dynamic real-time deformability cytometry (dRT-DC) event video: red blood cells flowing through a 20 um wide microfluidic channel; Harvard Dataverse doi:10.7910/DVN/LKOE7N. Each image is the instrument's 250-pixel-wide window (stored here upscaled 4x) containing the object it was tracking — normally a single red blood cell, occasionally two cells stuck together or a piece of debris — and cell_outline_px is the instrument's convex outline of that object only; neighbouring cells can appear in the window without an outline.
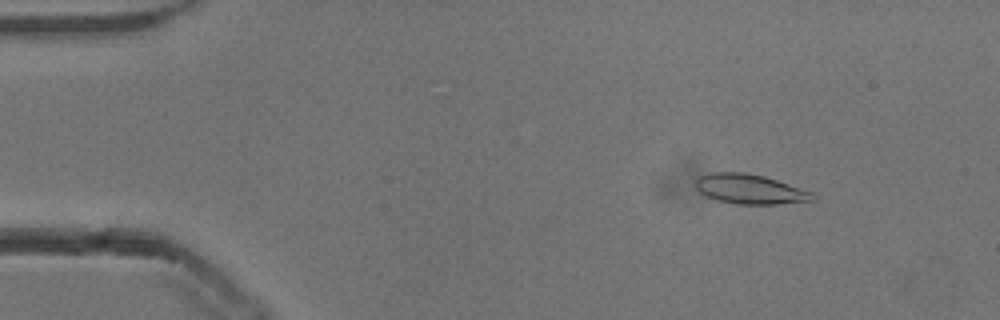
{"species": "common noctule bat (a hibernating species)", "species_latin": "Nyctalus noctula", "temperature_condition": "cold", "stored_images_in_passage": 53, "camera_frame_rate_fps": 3000, "um_per_image_px": 0.085, "animal": {"sex": "male", "body_mass_g": 13.3}, "frame": {"image": 1, "passage_image": 7, "time_ms": 2.0, "image_size_px": [1000, 320], "cell_outline_px": [[816, 200], [776, 204], [736, 204], [720, 200], [708, 196], [700, 192], [696, 188], [696, 176], [712, 172], [744, 172], [764, 176], [812, 192], [816, 196]], "centroid_in_image_um": [63.74, 16.07], "position_along_channel_um": 21.3, "area_um2": 20.11}}
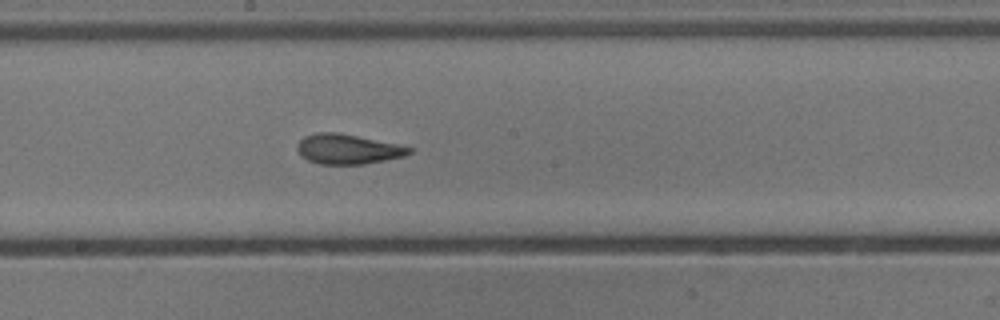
{"frame": {"image": 2, "passage_image": 29, "time_ms": 9.333, "image_size_px": [1000, 320], "cell_outline_px": [[412, 152], [404, 156], [364, 164], [320, 164], [308, 160], [300, 156], [296, 148], [296, 144], [304, 136], [316, 132], [336, 132], [396, 144], [412, 148]], "centroid_in_image_um": [29.5, 12.67], "position_along_channel_um": 218.7, "area_um2": 19.36}}
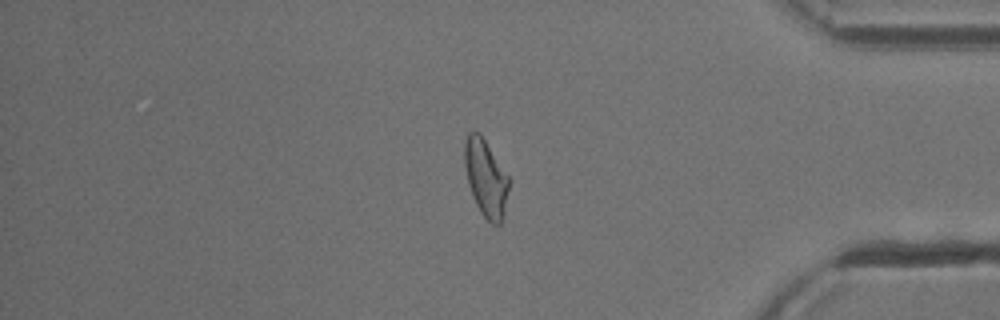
{"frame": {"image": 3, "passage_image": 45, "time_ms": 14.667, "image_size_px": [1000, 320], "cell_outline_px": [[512, 180], [504, 212], [500, 224], [492, 224], [480, 212], [472, 196], [468, 184], [464, 164], [464, 140], [468, 132], [480, 132]], "centroid_in_image_um": [41.31, 15.1], "position_along_channel_um": 393.9, "area_um2": 20.35}, "authors_computed_cell_mechanics": {"area_um2": 19.9988, "velocity_mm_per_s": 3.8345, "shape_relaxation_time_tau1_ms": 4.2403, "shape_relaxation_time_tau2_ms": 1.877, "deformation_change_tau1": 0.149, "deformation_change_tau2": 0.0839}}